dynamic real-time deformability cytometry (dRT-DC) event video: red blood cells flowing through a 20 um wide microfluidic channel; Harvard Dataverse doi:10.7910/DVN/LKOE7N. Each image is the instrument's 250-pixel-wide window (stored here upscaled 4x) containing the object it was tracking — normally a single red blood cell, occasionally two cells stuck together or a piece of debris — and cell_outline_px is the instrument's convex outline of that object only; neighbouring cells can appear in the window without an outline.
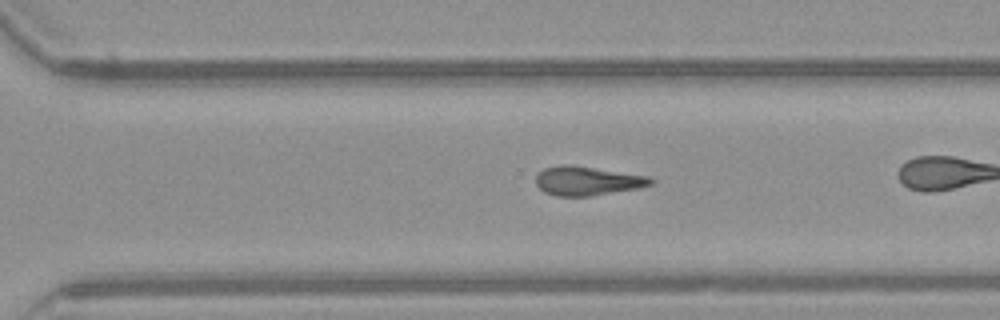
{"species": "common noctule bat (a hibernating species)", "species_latin": "Nyctalus noctula", "temperature_condition": "warm", "stored_images_in_passage": 37, "camera_frame_rate_fps": 3000, "um_per_image_px": 0.085, "animal": {"sex": "female", "body_mass_g": 21.9}, "frame": {"image": 1, "passage_image": 32, "time_ms": 10.333, "image_size_px": [1000, 320], "cell_outline_px": [[656, 180], [652, 184], [640, 188], [592, 196], [556, 196], [544, 192], [536, 184], [536, 176], [544, 168], [560, 164], [572, 164], [648, 176]], "centroid_in_image_um": [49.93, 15.37], "position_along_channel_um": 320.7, "area_um2": 19.65}}